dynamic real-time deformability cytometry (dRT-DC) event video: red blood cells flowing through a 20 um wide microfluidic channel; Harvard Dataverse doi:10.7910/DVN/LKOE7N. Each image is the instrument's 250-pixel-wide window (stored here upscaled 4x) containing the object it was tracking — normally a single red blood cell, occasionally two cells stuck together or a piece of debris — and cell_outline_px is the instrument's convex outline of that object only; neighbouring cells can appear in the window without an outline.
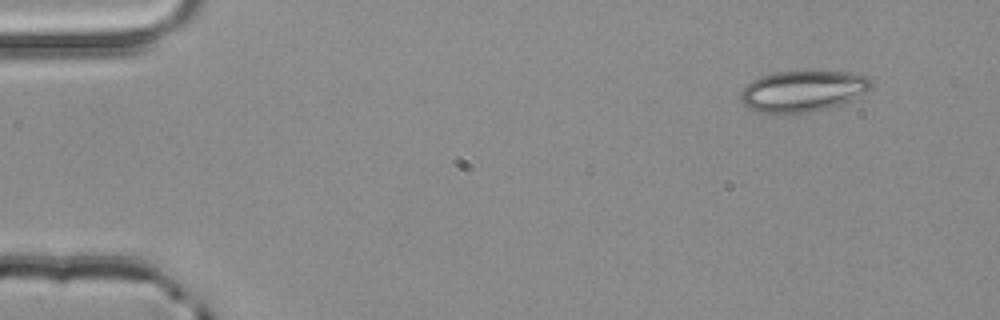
{"species": "common noctule bat (a hibernating species)", "species_latin": "Nyctalus noctula", "temperature_condition": "room temperature", "stored_images_in_passage": 3, "camera_frame_rate_fps": 3000, "um_per_image_px": 0.085, "animal": {"sex": "male", "body_mass_g": 20.4}, "frame": {"image": 1, "passage_image": 1, "time_ms": 0.0, "image_size_px": [1000, 320], "cell_outline_px": [[872, 88], [840, 104], [828, 108], [812, 112], [776, 116], [756, 112], [748, 108], [740, 100], [740, 92], [752, 80], [760, 76], [772, 72], [848, 72], [868, 76], [872, 80]], "centroid_in_image_um": [68.17, 7.78], "position_along_channel_um": 16.8, "area_um2": 31.73}}